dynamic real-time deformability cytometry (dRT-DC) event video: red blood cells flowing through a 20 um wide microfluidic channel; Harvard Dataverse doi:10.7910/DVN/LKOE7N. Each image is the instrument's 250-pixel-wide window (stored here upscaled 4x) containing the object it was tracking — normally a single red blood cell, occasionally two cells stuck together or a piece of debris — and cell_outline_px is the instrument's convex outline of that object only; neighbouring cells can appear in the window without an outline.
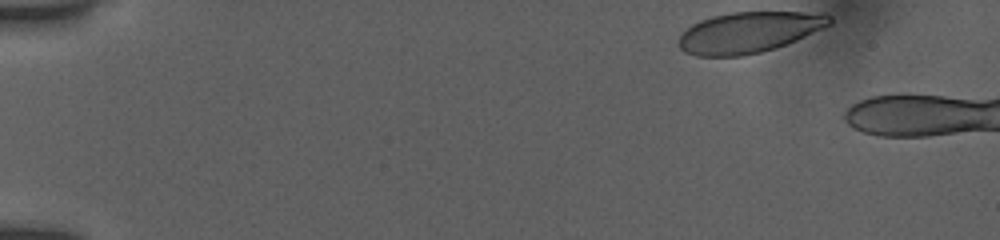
{"species": "human", "species_latin": "Homo sapiens", "temperature_condition": "room temperature", "stored_images_in_passage": 9, "camera_frame_rate_fps": 3000, "um_per_image_px": 0.085, "donor": {"sex": "female"}, "frame": {"image": 1, "passage_image": 1, "time_ms": 0.0, "image_size_px": [1000, 240], "cell_outline_px": [[832, 24], [796, 40], [776, 48], [760, 52], [740, 56], [696, 56], [684, 52], [676, 44], [680, 36], [692, 24], [700, 20], [712, 16], [732, 12], [824, 12], [832, 16]], "centroid_in_image_um": [63.67, 2.74], "position_along_channel_um": 21.3, "area_um2": 36.13}}